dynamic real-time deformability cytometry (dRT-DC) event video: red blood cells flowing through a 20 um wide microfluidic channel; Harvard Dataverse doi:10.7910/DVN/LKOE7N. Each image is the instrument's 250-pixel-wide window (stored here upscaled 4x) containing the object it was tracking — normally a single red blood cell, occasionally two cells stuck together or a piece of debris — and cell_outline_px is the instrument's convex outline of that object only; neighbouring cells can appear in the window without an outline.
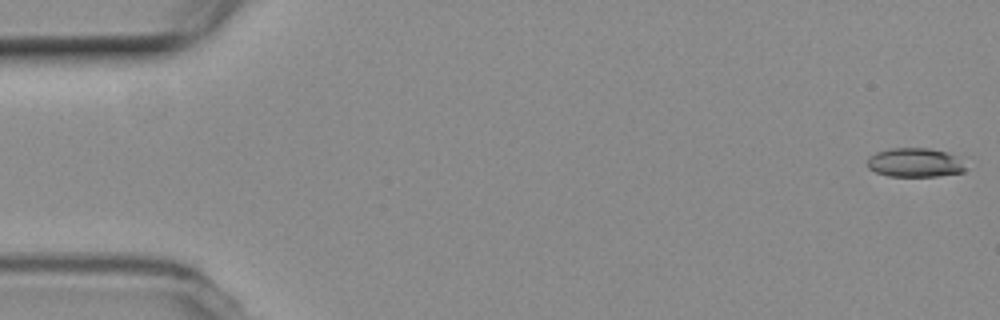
{"species": "common noctule bat (a hibernating species)", "species_latin": "Nyctalus noctula", "temperature_condition": "room temperature", "stored_images_in_passage": 16, "camera_frame_rate_fps": 3000, "um_per_image_px": 0.085, "animal": {"sex": "female", "body_mass_g": 19.3, "forearm_length_mm": 54.1}, "frame": {"image": 1, "passage_image": 1, "time_ms": 0.0, "image_size_px": [1000, 320], "cell_outline_px": [[964, 172], [936, 176], [888, 176], [876, 172], [868, 168], [868, 156], [876, 152], [892, 148], [928, 148], [948, 152], [956, 156], [964, 168]], "centroid_in_image_um": [77.72, 13.81], "position_along_channel_um": 7.3, "area_um2": 16.47}}
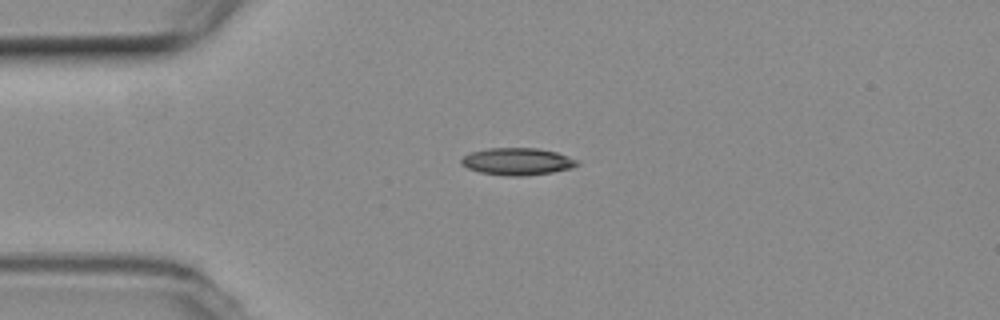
{"frame": {"image": 2, "passage_image": 13, "time_ms": 4.0, "image_size_px": [1000, 320], "cell_outline_px": [[580, 164], [572, 168], [552, 172], [524, 176], [508, 176], [480, 172], [468, 168], [460, 164], [460, 160], [464, 156], [472, 152], [488, 148], [536, 148], [556, 152], [580, 160]], "centroid_in_image_um": [44.0, 13.73], "position_along_channel_um": 41.0, "area_um2": 18.38}}